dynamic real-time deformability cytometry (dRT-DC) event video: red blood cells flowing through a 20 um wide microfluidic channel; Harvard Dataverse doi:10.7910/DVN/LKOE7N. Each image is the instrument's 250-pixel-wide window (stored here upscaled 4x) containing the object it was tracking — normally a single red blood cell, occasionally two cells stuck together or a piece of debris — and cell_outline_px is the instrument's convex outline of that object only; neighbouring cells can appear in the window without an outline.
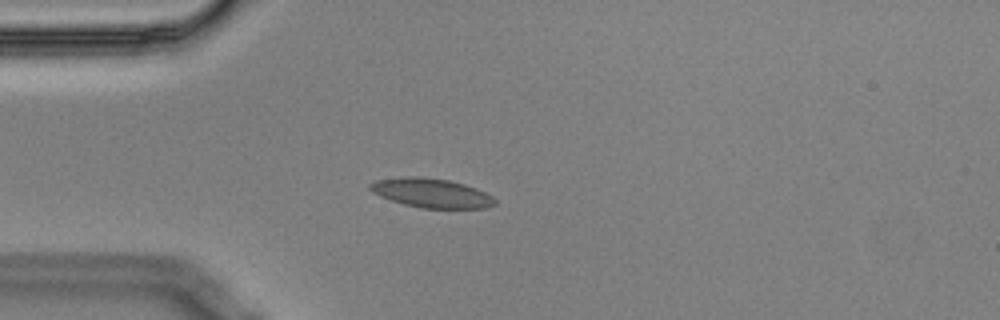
{"species": "Egyptian fruit bat (a non-hibernating species)", "species_latin": "Rousettus aegyptiacus", "temperature_condition": "cold", "stored_images_in_passage": 4, "camera_frame_rate_fps": 3000, "um_per_image_px": 0.085, "animal": {"sex": "male"}, "frame": {"image": 1, "passage_image": 4, "time_ms": 1.0, "image_size_px": [1000, 320], "cell_outline_px": [[496, 204], [488, 208], [420, 208], [404, 204], [380, 196], [372, 192], [368, 188], [368, 184], [376, 180], [404, 176], [420, 176], [448, 180], [464, 184], [476, 188], [492, 196], [496, 200]], "centroid_in_image_um": [36.66, 16.4], "position_along_channel_um": 48.3, "area_um2": 21.33}}